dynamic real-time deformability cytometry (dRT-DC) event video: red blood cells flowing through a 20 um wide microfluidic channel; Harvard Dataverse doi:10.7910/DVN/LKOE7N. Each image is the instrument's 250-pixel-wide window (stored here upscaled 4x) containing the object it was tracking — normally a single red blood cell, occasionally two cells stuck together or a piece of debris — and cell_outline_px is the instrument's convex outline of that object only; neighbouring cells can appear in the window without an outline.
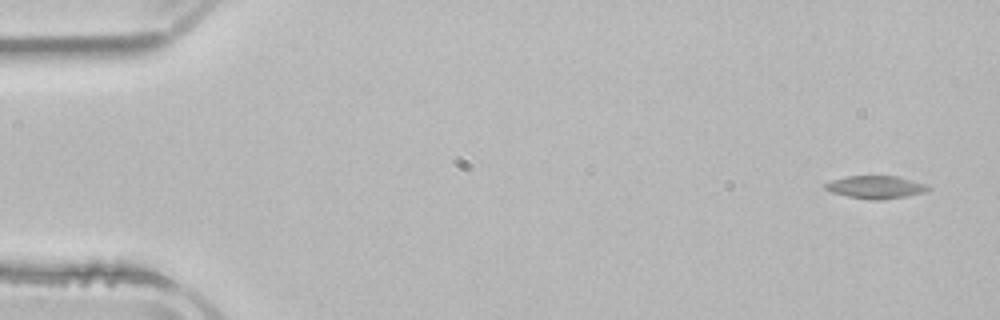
{"species": "common noctule bat (a hibernating species)", "species_latin": "Nyctalus noctula", "temperature_condition": "room temperature", "stored_images_in_passage": 4, "camera_frame_rate_fps": 3000, "um_per_image_px": 0.085, "animal": {"sex": "male", "body_mass_g": 21.5, "forearm_length_mm": 52.0}, "frame": {"image": 1, "passage_image": 1, "time_ms": 0.0, "image_size_px": [1000, 320], "cell_outline_px": [[932, 188], [924, 192], [908, 196], [884, 200], [868, 200], [848, 196], [832, 192], [824, 188], [824, 184], [832, 180], [848, 176], [896, 176], [928, 184]], "centroid_in_image_um": [74.47, 15.91], "position_along_channel_um": 10.5, "area_um2": 13.76}}